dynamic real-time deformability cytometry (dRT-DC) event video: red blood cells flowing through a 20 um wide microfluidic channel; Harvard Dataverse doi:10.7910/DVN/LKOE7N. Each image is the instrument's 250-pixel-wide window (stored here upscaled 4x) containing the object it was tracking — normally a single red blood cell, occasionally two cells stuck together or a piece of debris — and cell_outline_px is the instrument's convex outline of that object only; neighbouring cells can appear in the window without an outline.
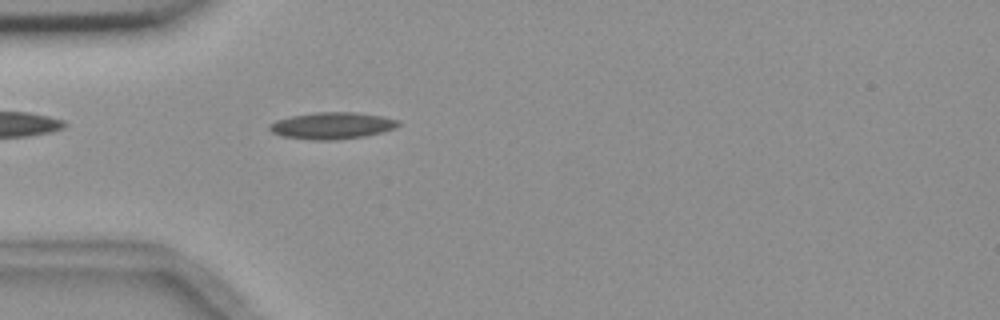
{"species": "common noctule bat (a hibernating species)", "species_latin": "Nyctalus noctula", "temperature_condition": "room temperature", "stored_images_in_passage": 2, "camera_frame_rate_fps": 3000, "um_per_image_px": 0.085, "animal": {"sex": "female", "body_mass_g": 18.4}, "frame": {"image": 1, "passage_image": 2, "time_ms": 1.333, "image_size_px": [1000, 320], "cell_outline_px": [[400, 124], [396, 128], [364, 136], [336, 140], [312, 140], [280, 136], [272, 132], [268, 128], [276, 120], [292, 116], [316, 112], [356, 112], [384, 116], [400, 120]], "centroid_in_image_um": [28.25, 10.68], "position_along_channel_um": 56.7, "area_um2": 20.11}}